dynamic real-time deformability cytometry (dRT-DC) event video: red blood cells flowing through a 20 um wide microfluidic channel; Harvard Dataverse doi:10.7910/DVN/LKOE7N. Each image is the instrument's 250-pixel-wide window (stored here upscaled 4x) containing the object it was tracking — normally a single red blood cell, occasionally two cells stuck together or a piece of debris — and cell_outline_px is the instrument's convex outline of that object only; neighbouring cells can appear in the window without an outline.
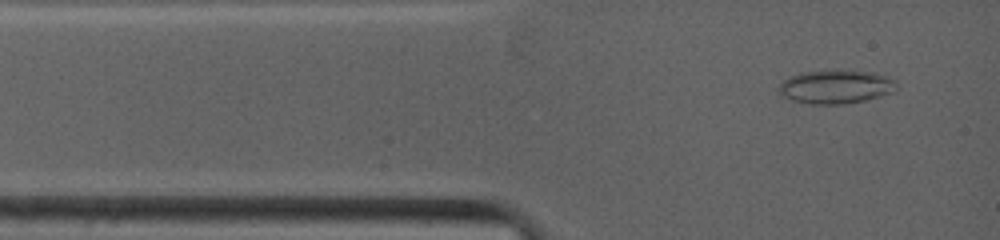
{"species": "common noctule bat (a hibernating species)", "species_latin": "Nyctalus noctula", "temperature_condition": "warm", "stored_images_in_passage": 10, "camera_frame_rate_fps": 4500, "um_per_image_px": 0.085, "animal": {"sex": "female", "body_mass_g": 19.0, "forearm_length_mm": 53.3}, "frame": {"image": 1, "passage_image": 2, "time_ms": 0.444, "image_size_px": [1000, 240], "cell_outline_px": [[896, 92], [864, 100], [844, 104], [812, 104], [792, 100], [780, 96], [776, 92], [780, 84], [788, 76], [804, 72], [872, 72], [896, 80]], "centroid_in_image_um": [71.01, 7.41], "position_along_channel_um": 14.0, "area_um2": 22.66}}
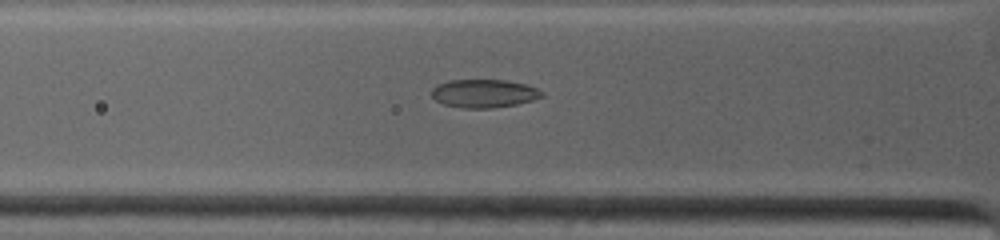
{"frame": {"image": 2, "passage_image": 7, "time_ms": 2.889, "image_size_px": [1000, 240], "cell_outline_px": [[544, 96], [532, 100], [516, 104], [492, 108], [460, 108], [444, 104], [436, 100], [432, 96], [432, 88], [436, 84], [448, 80], [508, 80], [524, 84], [536, 88], [544, 92]], "centroid_in_image_um": [41.12, 7.94], "position_along_channel_um": 84.7, "area_um2": 18.21}}
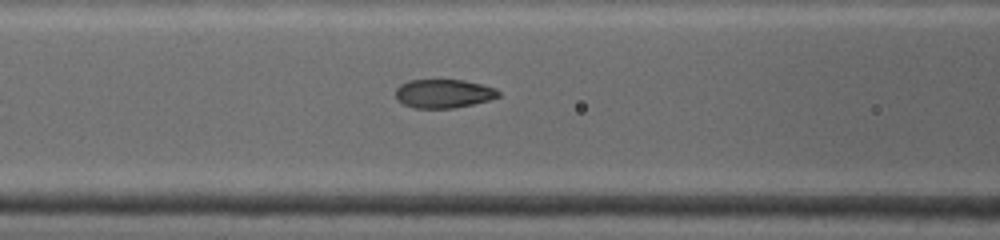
{"frame": {"image": 3, "passage_image": 10, "time_ms": 4.0, "image_size_px": [1000, 240], "cell_outline_px": [[500, 96], [488, 100], [472, 104], [452, 108], [412, 108], [396, 100], [396, 88], [400, 84], [408, 80], [464, 80], [496, 88], [500, 92]], "centroid_in_image_um": [37.68, 7.95], "position_along_channel_um": 128.9, "area_um2": 17.22}}